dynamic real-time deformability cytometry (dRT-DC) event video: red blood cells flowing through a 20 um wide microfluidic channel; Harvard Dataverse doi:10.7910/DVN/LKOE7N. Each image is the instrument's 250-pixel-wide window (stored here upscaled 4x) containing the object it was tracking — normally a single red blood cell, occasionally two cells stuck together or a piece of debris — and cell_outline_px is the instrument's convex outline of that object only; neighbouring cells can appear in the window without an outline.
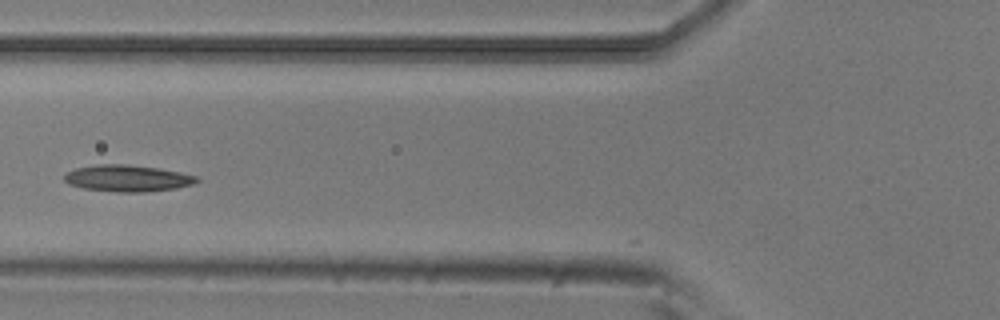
{"species": "common noctule bat (a hibernating species)", "species_latin": "Nyctalus noctula", "temperature_condition": "room temperature", "stored_images_in_passage": 8, "camera_frame_rate_fps": 3000, "um_per_image_px": 0.085, "animal": {"sex": "male", "body_mass_g": 20.5, "forearm_length_mm": 52.5}, "frame": {"image": 1, "passage_image": 2, "time_ms": 0.333, "image_size_px": [1000, 320], "cell_outline_px": [[200, 180], [192, 184], [176, 188], [144, 192], [116, 192], [84, 188], [68, 184], [64, 180], [64, 176], [68, 172], [76, 168], [100, 164], [128, 164], [160, 168], [180, 172], [196, 176]], "centroid_in_image_um": [10.84, 15.15], "position_along_channel_um": 115.0, "area_um2": 20.46}}
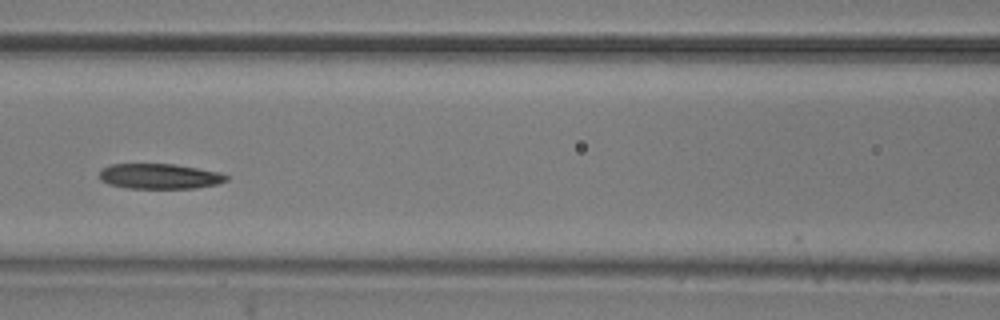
{"frame": {"image": 2, "passage_image": 5, "time_ms": 1.333, "image_size_px": [1000, 320], "cell_outline_px": [[228, 180], [216, 184], [196, 188], [128, 188], [108, 184], [100, 180], [100, 172], [104, 168], [112, 164], [172, 164], [220, 172], [228, 176]], "centroid_in_image_um": [13.57, 14.99], "position_along_channel_um": 153.0, "area_um2": 18.5}}